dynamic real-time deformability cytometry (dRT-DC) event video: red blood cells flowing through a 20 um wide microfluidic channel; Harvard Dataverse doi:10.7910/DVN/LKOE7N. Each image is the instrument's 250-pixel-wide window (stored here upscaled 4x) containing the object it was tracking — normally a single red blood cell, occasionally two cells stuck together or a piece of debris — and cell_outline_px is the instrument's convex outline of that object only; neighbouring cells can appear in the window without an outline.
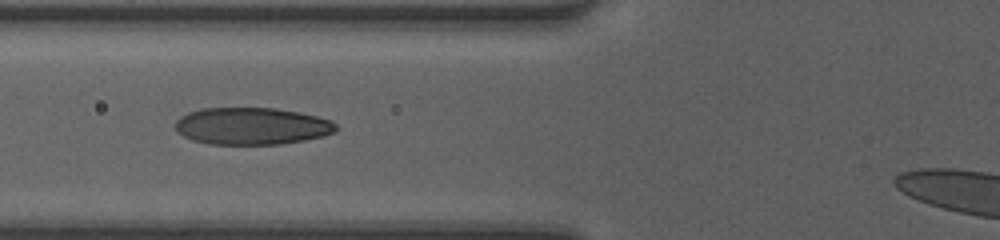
{"species": "human", "species_latin": "Homo sapiens", "temperature_condition": "room temperature", "stored_images_in_passage": 20, "camera_frame_rate_fps": 3000, "um_per_image_px": 0.085, "donor": {"sex": "female"}, "frame": {"image": 1, "passage_image": 4, "time_ms": 1.0, "image_size_px": [1000, 240], "cell_outline_px": [[332, 128], [328, 132], [312, 136], [292, 140], [260, 144], [232, 144], [184, 120], [188, 116], [196, 112], [220, 108], [260, 108], [288, 112], [308, 116], [324, 120], [332, 124]], "centroid_in_image_um": [21.88, 10.64], "position_along_channel_um": 103.9, "area_um2": 27.22}}
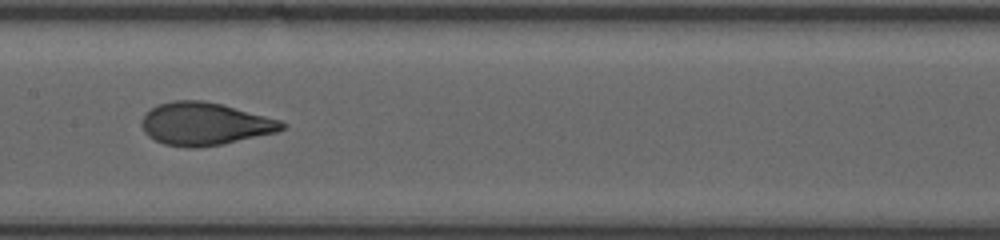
{"frame": {"image": 2, "passage_image": 10, "time_ms": 3.0, "image_size_px": [1000, 240], "cell_outline_px": [[280, 128], [268, 132], [212, 144], [176, 144], [160, 140], [156, 136], [148, 116], [156, 108], [168, 104], [212, 104], [228, 108], [280, 124]], "centroid_in_image_um": [17.44, 10.54], "position_along_channel_um": 190.0, "area_um2": 27.69}}
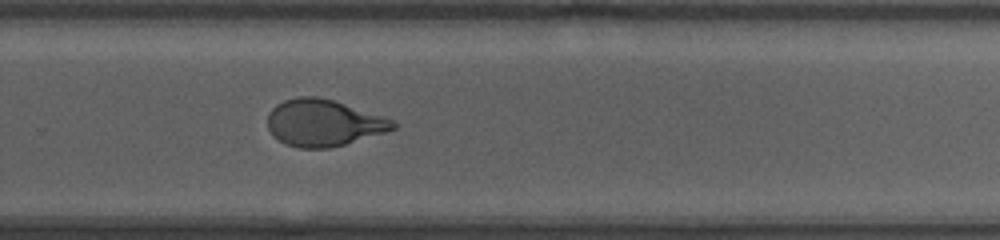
{"frame": {"image": 3, "passage_image": 18, "time_ms": 5.667, "image_size_px": [1000, 240], "cell_outline_px": [[392, 128], [340, 144], [292, 144], [292, 100], [328, 100], [340, 104]], "centroid_in_image_um": [28.02, 10.48], "position_along_channel_um": 301.8, "area_um2": 22.6}}